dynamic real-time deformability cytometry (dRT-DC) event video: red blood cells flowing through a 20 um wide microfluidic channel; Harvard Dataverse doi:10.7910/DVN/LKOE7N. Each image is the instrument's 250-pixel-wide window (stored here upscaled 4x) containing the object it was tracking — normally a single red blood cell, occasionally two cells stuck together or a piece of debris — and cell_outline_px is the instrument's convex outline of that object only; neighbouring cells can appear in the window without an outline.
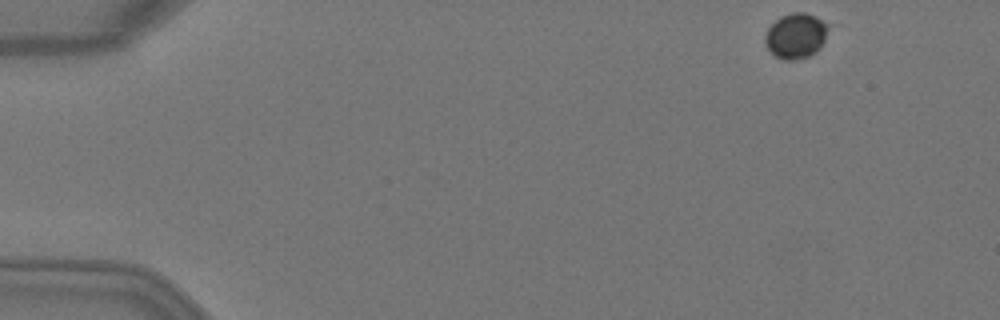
{"species": "Egyptian fruit bat (a non-hibernating species)", "species_latin": "Rousettus aegyptiacus", "temperature_condition": "warm", "stored_images_in_passage": 3, "camera_frame_rate_fps": 3000, "um_per_image_px": 0.085, "animal": {"sex": "female"}, "frame": {"image": 1, "passage_image": 1, "time_ms": 0.0, "image_size_px": [1000, 320], "cell_outline_px": [[828, 28], [824, 40], [820, 48], [816, 52], [808, 56], [796, 60], [784, 60], [776, 56], [764, 44], [764, 36], [768, 28], [780, 16], [792, 12], [804, 12], [816, 16], [828, 24]], "centroid_in_image_um": [67.64, 3.03], "position_along_channel_um": 17.4, "area_um2": 16.7}}